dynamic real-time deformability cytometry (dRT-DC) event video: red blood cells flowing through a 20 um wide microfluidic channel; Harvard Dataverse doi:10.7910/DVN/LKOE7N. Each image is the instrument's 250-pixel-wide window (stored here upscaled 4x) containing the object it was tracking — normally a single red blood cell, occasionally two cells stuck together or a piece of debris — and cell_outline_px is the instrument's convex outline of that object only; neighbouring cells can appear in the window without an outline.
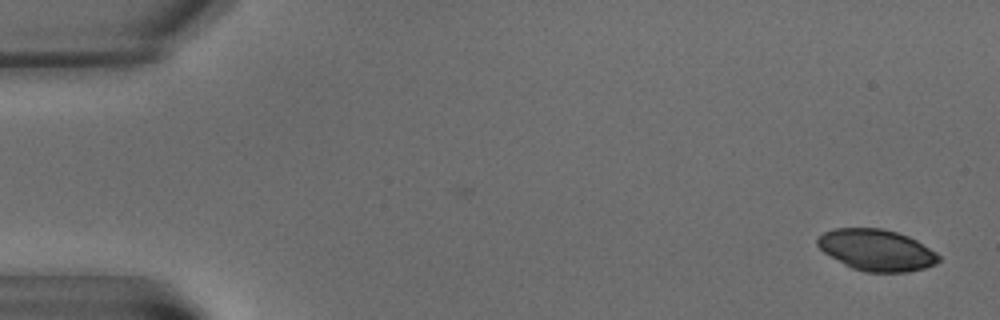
{"species": "common noctule bat (a hibernating species)", "species_latin": "Nyctalus noctula", "temperature_condition": "warm", "stored_images_in_passage": 9, "camera_frame_rate_fps": 3000, "um_per_image_px": 0.085, "animal": {"sex": "male", "body_mass_g": 15.6}, "frame": {"image": 1, "passage_image": 1, "time_ms": 0.0, "image_size_px": [1000, 320], "cell_outline_px": [[940, 260], [936, 264], [924, 268], [908, 272], [864, 272], [852, 268], [844, 264], [824, 252], [816, 244], [816, 240], [824, 232], [832, 228], [884, 228], [908, 236], [916, 240], [936, 252], [940, 256]], "centroid_in_image_um": [74.51, 21.25], "position_along_channel_um": 10.5, "area_um2": 29.25}}